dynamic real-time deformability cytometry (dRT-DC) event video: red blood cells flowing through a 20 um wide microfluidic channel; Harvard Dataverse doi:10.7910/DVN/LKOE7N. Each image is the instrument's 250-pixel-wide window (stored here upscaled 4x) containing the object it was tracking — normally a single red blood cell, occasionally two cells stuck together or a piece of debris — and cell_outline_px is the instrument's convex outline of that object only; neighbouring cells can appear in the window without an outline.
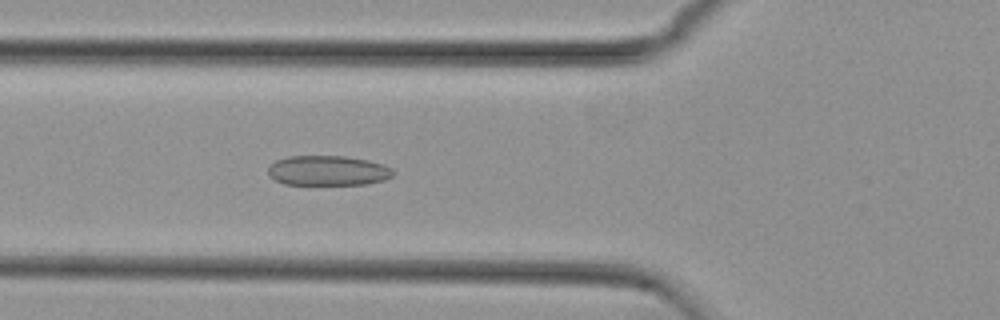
{"species": "common noctule bat (a hibernating species)", "species_latin": "Nyctalus noctula", "temperature_condition": "cold", "stored_images_in_passage": 16, "camera_frame_rate_fps": 3000, "um_per_image_px": 0.085, "animal": {"sex": "female", "body_mass_g": 29.2, "forearm_length_mm": 56.3}, "frame": {"image": 1, "passage_image": 7, "time_ms": 2.0, "image_size_px": [1000, 320], "cell_outline_px": [[396, 172], [392, 176], [384, 180], [368, 184], [284, 184], [276, 180], [268, 172], [268, 168], [276, 160], [288, 156], [344, 156], [368, 160], [384, 164], [392, 168]], "centroid_in_image_um": [27.93, 14.49], "position_along_channel_um": 97.9, "area_um2": 21.79}}
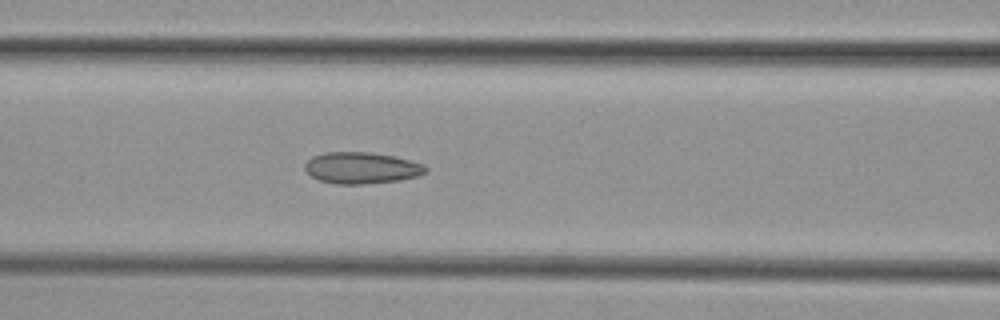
{"frame": {"image": 2, "passage_image": 10, "time_ms": 3.0, "image_size_px": [1000, 320], "cell_outline_px": [[428, 172], [420, 176], [400, 180], [364, 184], [336, 184], [320, 180], [312, 176], [304, 168], [304, 164], [312, 156], [324, 152], [368, 152], [392, 156], [424, 164], [428, 168]], "centroid_in_image_um": [30.75, 14.27], "position_along_channel_um": 135.9, "area_um2": 22.2}}
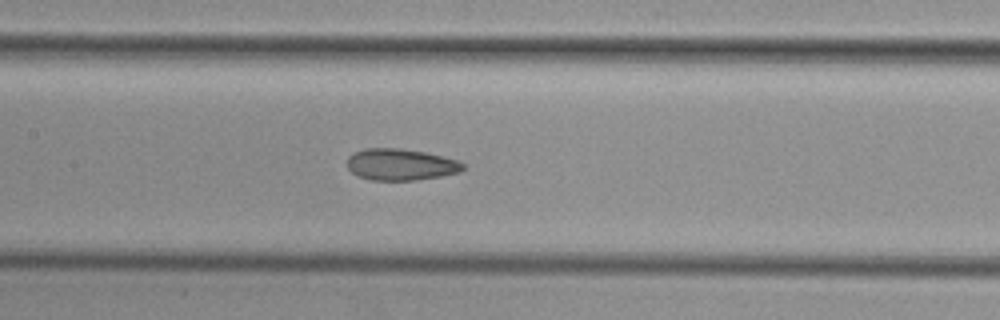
{"frame": {"image": 3, "passage_image": 13, "time_ms": 4.0, "image_size_px": [1000, 320], "cell_outline_px": [[464, 168], [460, 172], [440, 176], [416, 180], [368, 180], [356, 176], [348, 168], [348, 156], [352, 152], [364, 148], [400, 148], [424, 152], [460, 160], [464, 164]], "centroid_in_image_um": [34.04, 13.98], "position_along_channel_um": 173.4, "area_um2": 21.5}}